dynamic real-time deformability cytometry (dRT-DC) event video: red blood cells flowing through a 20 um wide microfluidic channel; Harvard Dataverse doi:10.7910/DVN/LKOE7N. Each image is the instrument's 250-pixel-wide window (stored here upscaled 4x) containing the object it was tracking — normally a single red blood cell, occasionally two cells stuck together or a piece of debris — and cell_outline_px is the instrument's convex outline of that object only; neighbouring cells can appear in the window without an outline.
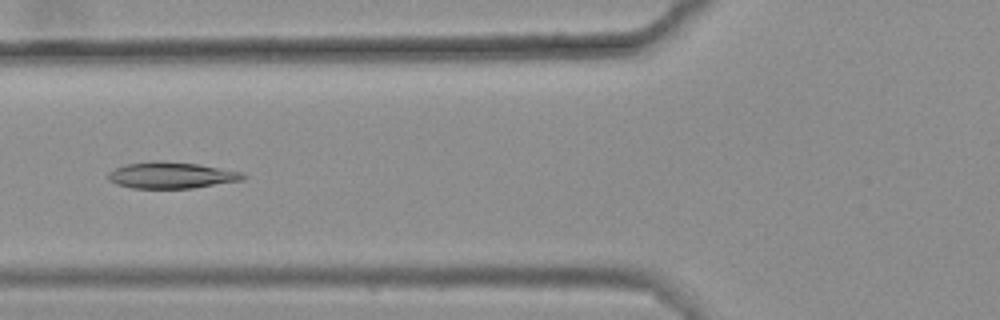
{"species": "common noctule bat (a hibernating species)", "species_latin": "Nyctalus noctula", "temperature_condition": "warm", "stored_images_in_passage": 6, "camera_frame_rate_fps": 3000, "um_per_image_px": 0.085, "animal": {"sex": "female", "body_mass_g": 25.1}, "frame": {"image": 1, "passage_image": 6, "time_ms": 1.667, "image_size_px": [1000, 320], "cell_outline_px": [[248, 176], [244, 180], [192, 188], [132, 188], [116, 184], [108, 180], [108, 172], [116, 168], [128, 164], [156, 160], [160, 160], [196, 164], [244, 172]], "centroid_in_image_um": [14.59, 14.9], "position_along_channel_um": 111.2, "area_um2": 20.75}}